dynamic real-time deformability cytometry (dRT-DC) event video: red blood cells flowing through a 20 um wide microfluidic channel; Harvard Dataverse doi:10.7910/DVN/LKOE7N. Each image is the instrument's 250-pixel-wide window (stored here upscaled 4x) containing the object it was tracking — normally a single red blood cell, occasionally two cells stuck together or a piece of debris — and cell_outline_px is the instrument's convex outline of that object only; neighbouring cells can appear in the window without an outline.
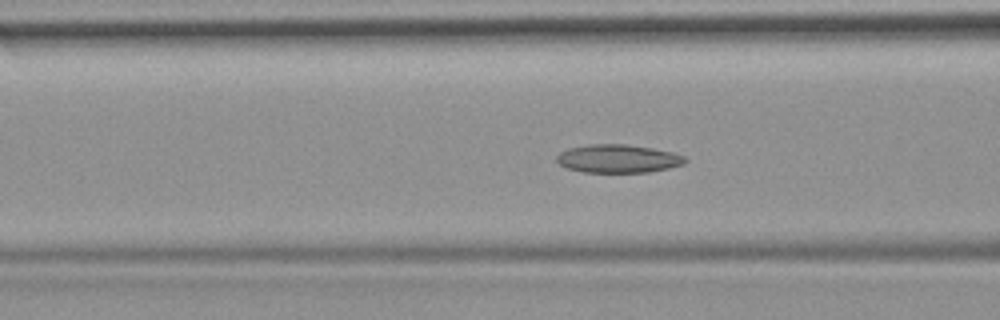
{"species": "common noctule bat (a hibernating species)", "species_latin": "Nyctalus noctula", "temperature_condition": "room temperature", "stored_images_in_passage": 53, "segment_of_instrument_passage": [1, 2], "camera_frame_rate_fps": 3000, "um_per_image_px": 0.085, "animal": {"sex": "female", "body_mass_g": 19.9}, "frame": {"image": 1, "passage_image": 19, "time_ms": 6.0, "image_size_px": [1000, 320], "cell_outline_px": [[688, 160], [684, 164], [668, 168], [648, 172], [584, 172], [568, 168], [560, 164], [556, 160], [556, 156], [560, 152], [568, 148], [588, 144], [624, 144], [652, 148], [672, 152], [684, 156]], "centroid_in_image_um": [52.53, 13.48], "position_along_channel_um": 114.1, "area_um2": 21.1}}
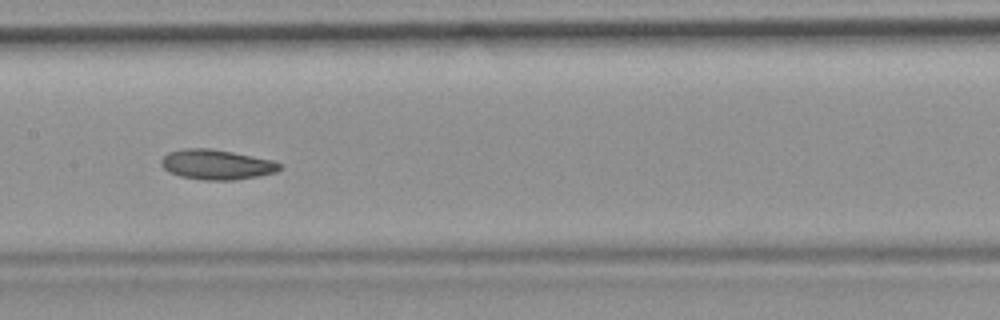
{"frame": {"image": 2, "passage_image": 25, "time_ms": 8.0, "image_size_px": [1000, 320], "cell_outline_px": [[284, 164], [276, 172], [236, 180], [204, 180], [180, 176], [168, 172], [160, 164], [160, 160], [168, 152], [184, 148], [212, 148], [272, 160]], "centroid_in_image_um": [18.39, 13.98], "position_along_channel_um": 189.0, "area_um2": 20.75}}
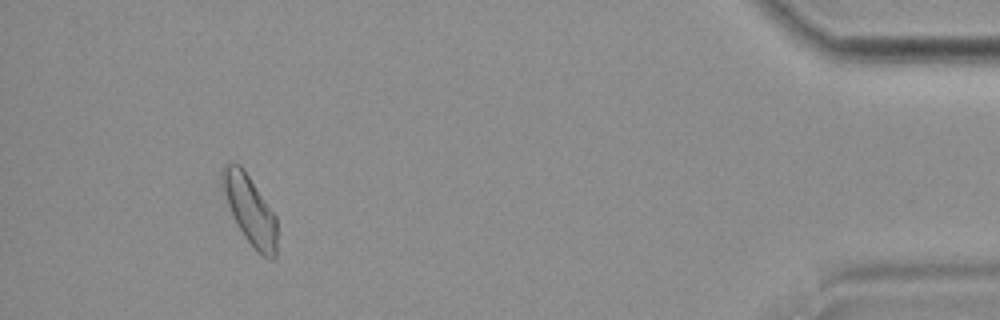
{"frame": {"image": 3, "passage_image": 48, "time_ms": 15.667, "image_size_px": [1000, 320], "cell_outline_px": [[276, 256], [272, 260], [256, 252], [244, 236], [236, 224], [232, 216], [224, 192], [220, 172], [228, 164], [240, 164], [244, 168], [276, 216]], "centroid_in_image_um": [21.25, 17.87], "position_along_channel_um": 413.9, "area_um2": 21.79}}